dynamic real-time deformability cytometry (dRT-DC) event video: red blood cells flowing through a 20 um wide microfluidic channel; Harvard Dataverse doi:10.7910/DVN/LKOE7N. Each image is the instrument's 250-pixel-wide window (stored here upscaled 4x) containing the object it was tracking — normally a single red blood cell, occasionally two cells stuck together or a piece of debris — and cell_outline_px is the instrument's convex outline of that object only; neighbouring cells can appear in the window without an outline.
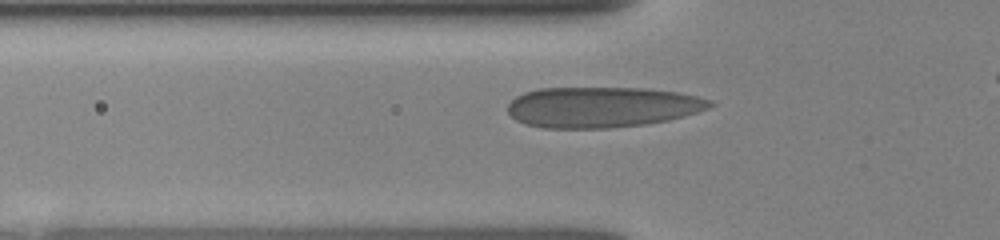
{"species": "human", "species_latin": "Homo sapiens", "temperature_condition": "room temperature", "stored_images_in_passage": 23, "camera_frame_rate_fps": 3000, "um_per_image_px": 0.085, "donor": {"sex": "female"}, "frame": {"image": 1, "passage_image": 9, "time_ms": 3.0, "image_size_px": [1000, 240], "cell_outline_px": [[716, 104], [708, 108], [684, 116], [668, 120], [644, 124], [608, 128], [544, 128], [524, 124], [516, 120], [508, 112], [508, 104], [516, 96], [524, 92], [540, 88], [644, 88], [676, 92], [696, 96], [712, 100]], "centroid_in_image_um": [51.15, 9.1], "position_along_channel_um": 74.6, "area_um2": 47.86}}
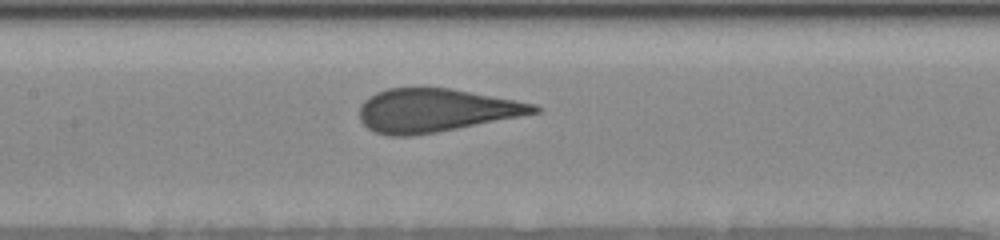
{"frame": {"image": 2, "passage_image": 15, "time_ms": 5.333, "image_size_px": [1000, 240], "cell_outline_px": [[540, 112], [520, 116], [436, 132], [412, 136], [388, 136], [376, 132], [368, 128], [360, 120], [360, 104], [368, 96], [376, 92], [388, 88], [452, 88], [516, 100], [536, 104], [540, 108]], "centroid_in_image_um": [37.0, 9.37], "position_along_channel_um": 170.4, "area_um2": 43.87}}
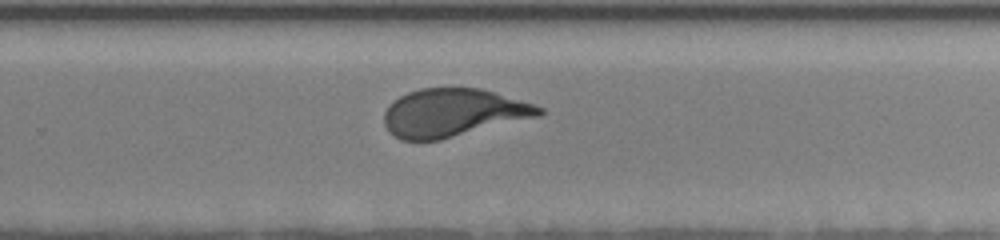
{"frame": {"image": 3, "passage_image": 23, "time_ms": 8.333, "image_size_px": [1000, 240], "cell_outline_px": [[544, 112], [540, 116], [440, 140], [400, 140], [388, 132], [384, 124], [384, 112], [400, 96], [408, 92], [420, 88], [480, 88], [532, 104], [544, 108]], "centroid_in_image_um": [38.49, 9.6], "position_along_channel_um": 291.3, "area_um2": 43.06}}